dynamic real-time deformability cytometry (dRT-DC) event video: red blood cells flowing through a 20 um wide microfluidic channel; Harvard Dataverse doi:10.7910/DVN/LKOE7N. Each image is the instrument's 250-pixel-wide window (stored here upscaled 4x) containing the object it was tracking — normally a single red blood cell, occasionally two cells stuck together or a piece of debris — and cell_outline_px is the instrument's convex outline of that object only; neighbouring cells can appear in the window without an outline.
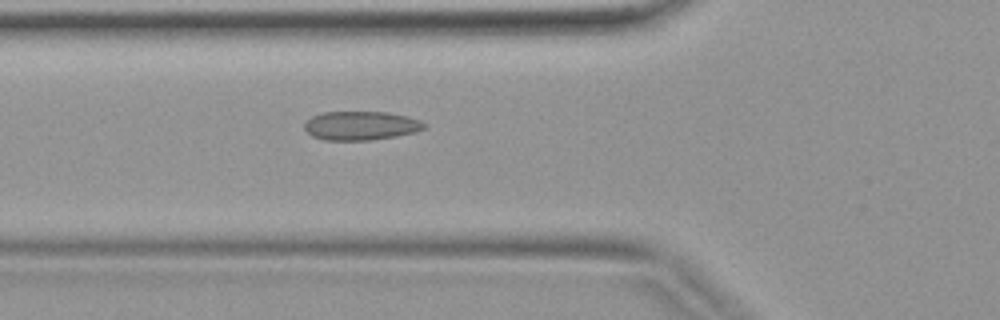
{"species": "common noctule bat (a hibernating species)", "species_latin": "Nyctalus noctula", "temperature_condition": "warm", "stored_images_in_passage": 39, "camera_frame_rate_fps": 3000, "um_per_image_px": 0.085, "animal": {"sex": "female", "body_mass_g": 19.9}, "frame": {"image": 1, "passage_image": 12, "time_ms": 3.667, "image_size_px": [1000, 320], "cell_outline_px": [[428, 124], [424, 128], [416, 132], [396, 136], [372, 140], [324, 140], [312, 136], [304, 128], [304, 124], [312, 116], [324, 112], [388, 112], [408, 116], [420, 120]], "centroid_in_image_um": [30.7, 10.68], "position_along_channel_um": 95.1, "area_um2": 20.23}}
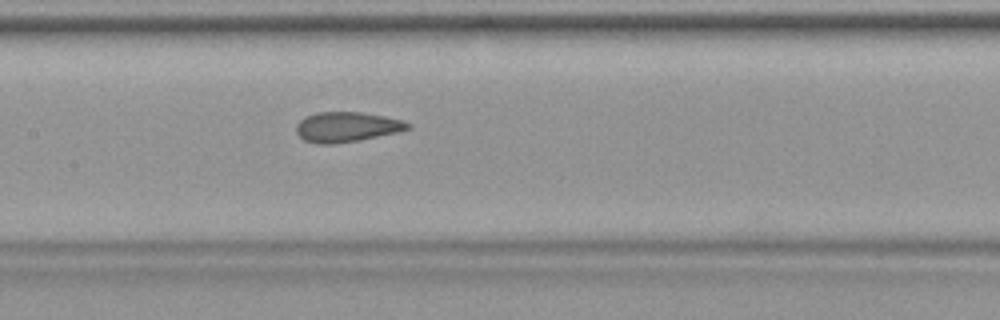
{"frame": {"image": 2, "passage_image": 17, "time_ms": 5.333, "image_size_px": [1000, 320], "cell_outline_px": [[412, 128], [396, 132], [360, 140], [332, 144], [316, 144], [304, 140], [296, 132], [296, 124], [300, 120], [308, 116], [320, 112], [360, 112], [384, 116], [400, 120], [412, 124]], "centroid_in_image_um": [29.47, 10.8], "position_along_channel_um": 177.9, "area_um2": 19.36}}